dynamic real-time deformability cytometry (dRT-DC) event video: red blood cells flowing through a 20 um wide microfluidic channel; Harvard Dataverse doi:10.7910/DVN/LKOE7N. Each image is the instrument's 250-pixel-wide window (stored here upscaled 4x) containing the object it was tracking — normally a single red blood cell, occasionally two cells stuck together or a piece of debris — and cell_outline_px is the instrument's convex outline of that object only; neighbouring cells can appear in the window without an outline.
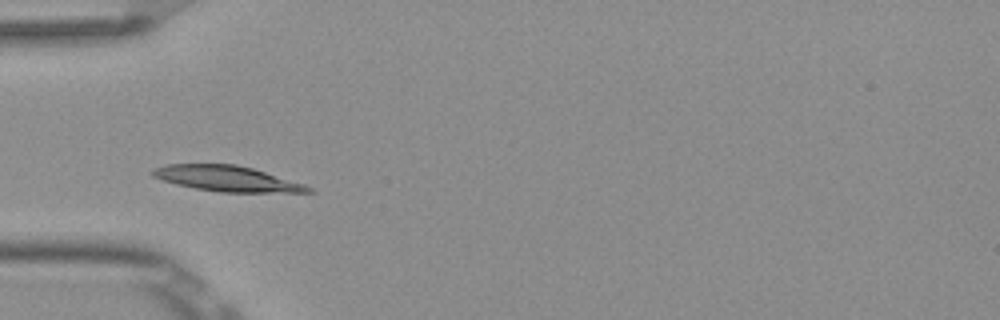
{"species": "Egyptian fruit bat (a non-hibernating species)", "species_latin": "Rousettus aegyptiacus", "temperature_condition": "room temperature", "stored_images_in_passage": 6, "camera_frame_rate_fps": 3000, "um_per_image_px": 0.085, "frame": {"image": 1, "passage_image": 4, "time_ms": 1.0, "image_size_px": [1000, 320], "cell_outline_px": [[316, 192], [220, 192], [196, 188], [176, 184], [152, 176], [152, 168], [168, 164], [236, 164], [252, 168], [304, 184], [312, 188]], "centroid_in_image_um": [19.29, 15.18], "position_along_channel_um": 65.7, "area_um2": 22.89}}
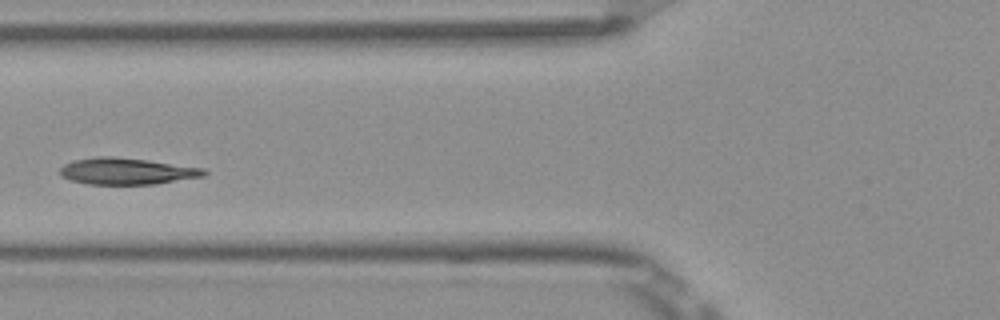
{"frame": {"image": 2, "passage_image": 5, "time_ms": 1.333, "image_size_px": [1000, 320], "cell_outline_px": [[208, 172], [204, 176], [156, 184], [88, 184], [72, 180], [60, 176], [60, 168], [64, 164], [72, 160], [96, 156], [112, 156], [148, 160], [204, 168]], "centroid_in_image_um": [10.76, 14.54], "position_along_channel_um": 115.0, "area_um2": 22.37}}
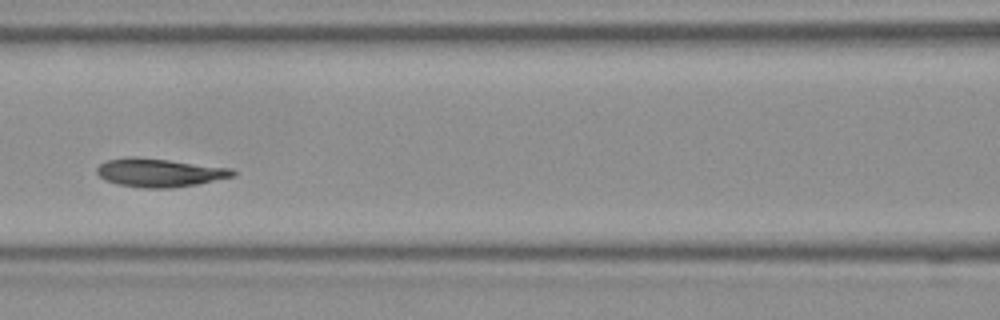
{"frame": {"image": 3, "passage_image": 6, "time_ms": 1.667, "image_size_px": [1000, 320], "cell_outline_px": [[236, 176], [200, 184], [172, 188], [144, 188], [116, 184], [104, 180], [96, 172], [96, 168], [100, 164], [108, 160], [128, 156], [136, 156], [232, 168], [236, 172]], "centroid_in_image_um": [13.57, 14.68], "position_along_channel_um": 153.0, "area_um2": 22.77}}